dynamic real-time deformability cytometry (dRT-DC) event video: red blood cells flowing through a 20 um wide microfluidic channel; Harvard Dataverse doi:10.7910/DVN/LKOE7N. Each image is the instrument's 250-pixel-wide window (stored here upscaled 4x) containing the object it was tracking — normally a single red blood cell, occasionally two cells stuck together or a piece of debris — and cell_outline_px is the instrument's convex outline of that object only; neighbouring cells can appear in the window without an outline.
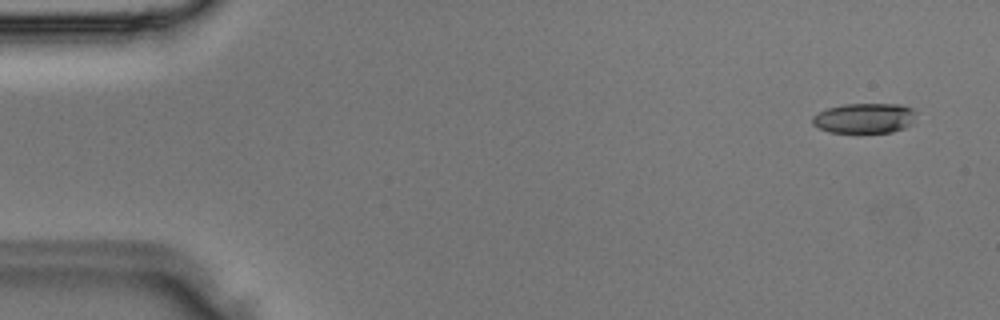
{"species": "Egyptian fruit bat (a non-hibernating species)", "species_latin": "Rousettus aegyptiacus", "temperature_condition": "room temperature", "stored_images_in_passage": 4, "camera_frame_rate_fps": 3000, "um_per_image_px": 0.085, "animal": {"sex": "male"}, "frame": {"image": 1, "passage_image": 1, "time_ms": 0.0, "image_size_px": [1000, 320], "cell_outline_px": [[916, 112], [912, 120], [904, 128], [892, 132], [828, 132], [812, 124], [812, 116], [828, 108], [840, 104], [900, 104], [912, 108]], "centroid_in_image_um": [73.45, 10.03], "position_along_channel_um": 11.5, "area_um2": 18.03}}
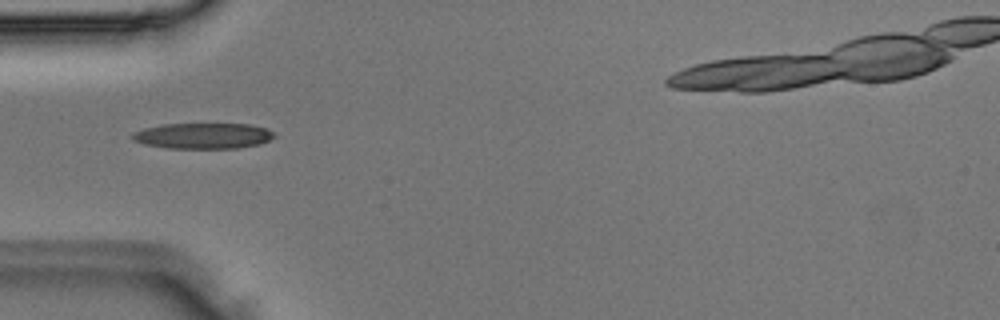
{"frame": {"image": 2, "passage_image": 4, "time_ms": 1.0, "image_size_px": [1000, 320], "cell_outline_px": [[276, 136], [260, 144], [236, 148], [164, 148], [144, 144], [132, 140], [132, 132], [144, 128], [164, 124], [248, 124], [268, 128], [276, 132]], "centroid_in_image_um": [17.27, 11.54], "position_along_channel_um": 67.7, "area_um2": 21.44}}